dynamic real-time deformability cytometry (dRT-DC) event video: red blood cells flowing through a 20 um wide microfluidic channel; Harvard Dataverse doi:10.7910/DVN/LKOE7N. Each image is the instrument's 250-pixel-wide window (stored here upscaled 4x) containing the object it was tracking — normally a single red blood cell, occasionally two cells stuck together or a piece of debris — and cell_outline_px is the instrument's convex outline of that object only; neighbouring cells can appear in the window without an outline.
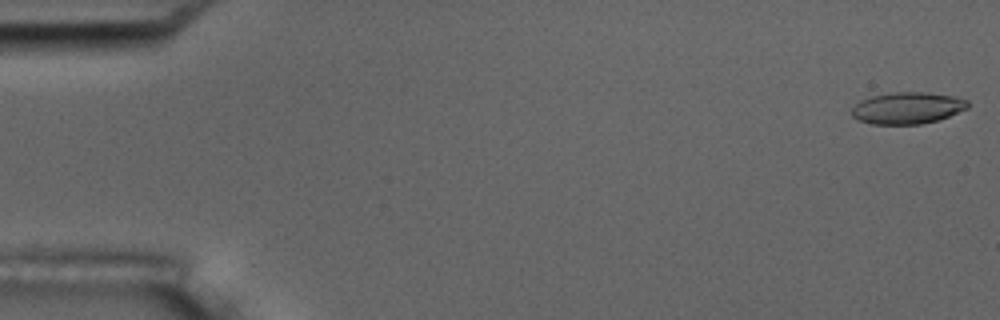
{"species": "common noctule bat (a hibernating species)", "species_latin": "Nyctalus noctula", "temperature_condition": "room temperature", "stored_images_in_passage": 5, "camera_frame_rate_fps": 3000, "um_per_image_px": 0.085, "animal": {"sex": "male", "body_mass_g": 17.5, "forearm_length_mm": 52.3}, "frame": {"image": 1, "passage_image": 1, "time_ms": 0.0, "image_size_px": [1000, 320], "cell_outline_px": [[968, 108], [940, 120], [920, 124], [872, 124], [860, 120], [852, 116], [852, 108], [860, 100], [872, 96], [892, 92], [924, 92], [956, 96], [968, 100]], "centroid_in_image_um": [77.16, 9.18], "position_along_channel_um": 7.8, "area_um2": 21.5}}